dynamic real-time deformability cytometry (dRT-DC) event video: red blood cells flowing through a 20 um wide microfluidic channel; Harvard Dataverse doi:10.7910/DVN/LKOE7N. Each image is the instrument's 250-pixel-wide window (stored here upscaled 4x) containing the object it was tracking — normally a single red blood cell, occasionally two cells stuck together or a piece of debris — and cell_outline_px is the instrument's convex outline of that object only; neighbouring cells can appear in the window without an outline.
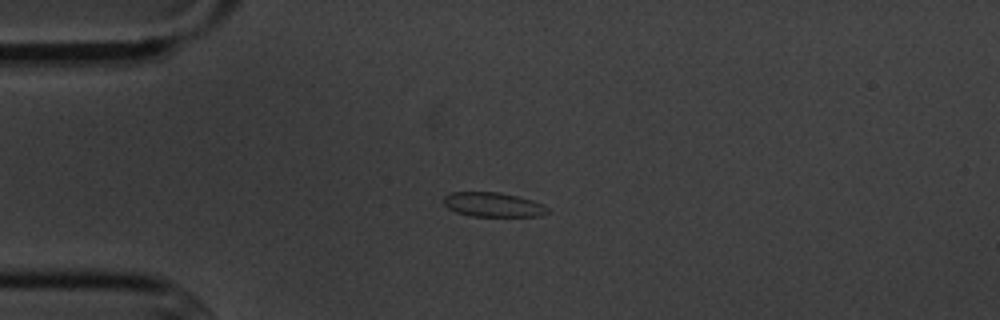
{"species": "common noctule bat (a hibernating species)", "species_latin": "Nyctalus noctula", "temperature_condition": "cold", "stored_images_in_passage": 9, "camera_frame_rate_fps": 3000, "um_per_image_px": 0.085, "animal": {"sex": "male", "body_mass_g": 20.1, "forearm_length_mm": 53.5}, "frame": {"image": 1, "passage_image": 3, "time_ms": 3.0, "image_size_px": [1000, 320], "cell_outline_px": [[548, 212], [540, 216], [472, 216], [456, 212], [448, 208], [444, 204], [444, 196], [452, 192], [500, 192], [532, 200], [548, 208]], "centroid_in_image_um": [41.88, 17.39], "position_along_channel_um": 43.1, "area_um2": 14.62}}
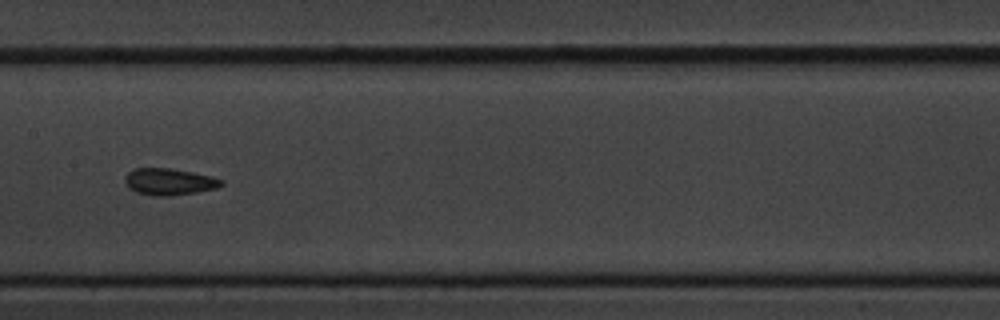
{"frame": {"image": 2, "passage_image": 7, "time_ms": 7.667, "image_size_px": [1000, 320], "cell_outline_px": [[224, 184], [216, 188], [196, 192], [168, 196], [152, 196], [136, 192], [128, 188], [124, 180], [124, 176], [132, 168], [172, 168], [212, 176], [224, 180]], "centroid_in_image_um": [14.36, 15.44], "position_along_channel_um": 193.0, "area_um2": 15.2}}
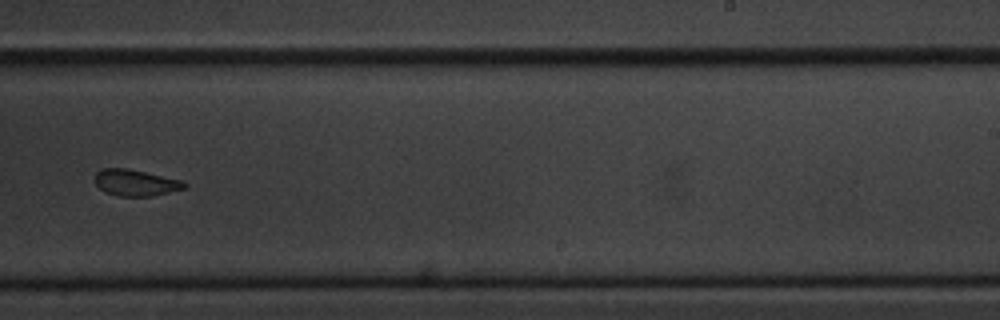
{"frame": {"image": 3, "passage_image": 9, "time_ms": 10.0, "image_size_px": [1000, 320], "cell_outline_px": [[188, 188], [152, 196], [120, 196], [104, 192], [92, 180], [96, 172], [100, 168], [128, 168], [180, 180], [188, 184]], "centroid_in_image_um": [11.49, 15.53], "position_along_channel_um": 277.5, "area_um2": 13.93}}